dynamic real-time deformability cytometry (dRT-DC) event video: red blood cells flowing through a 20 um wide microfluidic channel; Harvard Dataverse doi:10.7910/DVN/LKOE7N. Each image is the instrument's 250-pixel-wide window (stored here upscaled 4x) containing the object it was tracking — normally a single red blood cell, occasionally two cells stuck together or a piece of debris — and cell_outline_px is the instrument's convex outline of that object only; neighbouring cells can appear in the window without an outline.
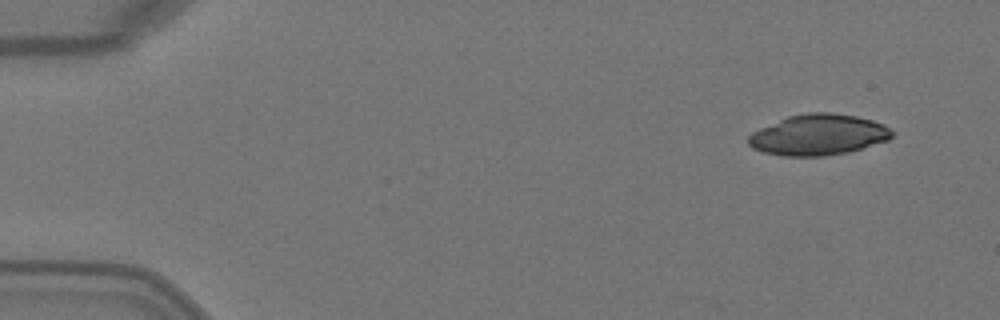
{"species": "Egyptian fruit bat (a non-hibernating species)", "species_latin": "Rousettus aegyptiacus", "temperature_condition": "warm", "stored_images_in_passage": 4, "camera_frame_rate_fps": 3000, "um_per_image_px": 0.085, "animal": {"sex": "female"}, "frame": {"image": 1, "passage_image": 1, "time_ms": 0.0, "image_size_px": [1000, 320], "cell_outline_px": [[896, 132], [888, 140], [848, 152], [824, 156], [780, 156], [764, 152], [752, 148], [748, 144], [748, 136], [752, 132], [760, 128], [788, 116], [808, 112], [832, 112], [856, 116], [872, 120], [884, 124], [892, 128]], "centroid_in_image_um": [69.58, 11.45], "position_along_channel_um": 15.4, "area_um2": 34.39}}